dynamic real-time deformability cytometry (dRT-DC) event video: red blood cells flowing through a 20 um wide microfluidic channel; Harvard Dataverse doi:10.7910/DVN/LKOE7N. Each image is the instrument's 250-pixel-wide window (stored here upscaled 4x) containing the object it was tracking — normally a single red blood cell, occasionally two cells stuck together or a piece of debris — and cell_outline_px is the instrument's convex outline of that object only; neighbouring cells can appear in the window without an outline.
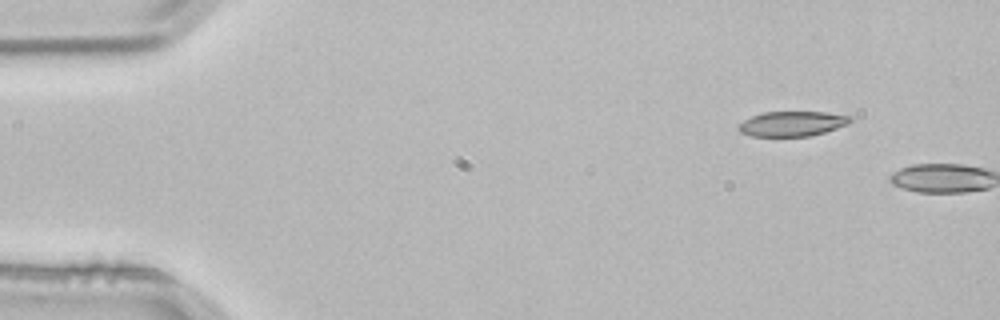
{"species": "common noctule bat (a hibernating species)", "species_latin": "Nyctalus noctula", "temperature_condition": "room temperature", "stored_images_in_passage": 2, "camera_frame_rate_fps": 3000, "um_per_image_px": 0.085, "animal": {"sex": "male", "body_mass_g": 21.5, "forearm_length_mm": 52.0}, "frame": {"image": 1, "passage_image": 1, "time_ms": 0.0, "image_size_px": [1000, 320], "cell_outline_px": [[852, 120], [848, 124], [824, 132], [808, 136], [752, 136], [740, 132], [736, 128], [744, 120], [752, 116], [764, 112], [824, 112], [852, 116]], "centroid_in_image_um": [67.33, 10.51], "position_along_channel_um": 17.7, "area_um2": 16.13}}